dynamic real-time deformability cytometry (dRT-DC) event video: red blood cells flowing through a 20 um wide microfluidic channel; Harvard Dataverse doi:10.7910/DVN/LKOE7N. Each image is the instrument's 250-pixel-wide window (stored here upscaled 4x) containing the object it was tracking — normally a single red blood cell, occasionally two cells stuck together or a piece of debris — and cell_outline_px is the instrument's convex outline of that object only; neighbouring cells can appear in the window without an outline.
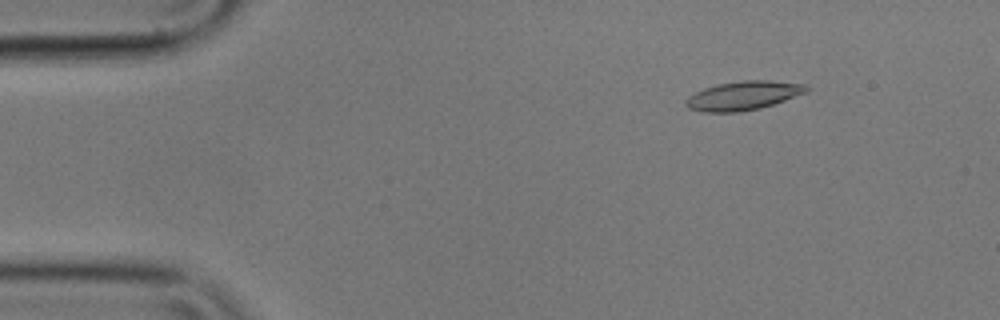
{"species": "common noctule bat (a hibernating species)", "species_latin": "Nyctalus noctula", "temperature_condition": "cold", "stored_images_in_passage": 56, "camera_frame_rate_fps": 3000, "um_per_image_px": 0.085, "animal": {"sex": "male", "body_mass_g": 17.9}, "frame": {"image": 1, "passage_image": 7, "time_ms": 2.0, "image_size_px": [1000, 320], "cell_outline_px": [[808, 88], [804, 92], [784, 100], [760, 108], [740, 112], [704, 112], [688, 108], [684, 104], [684, 100], [688, 96], [704, 88], [720, 84], [744, 80], [772, 80], [808, 84]], "centroid_in_image_um": [63.14, 8.12], "position_along_channel_um": 21.9, "area_um2": 20.17}}
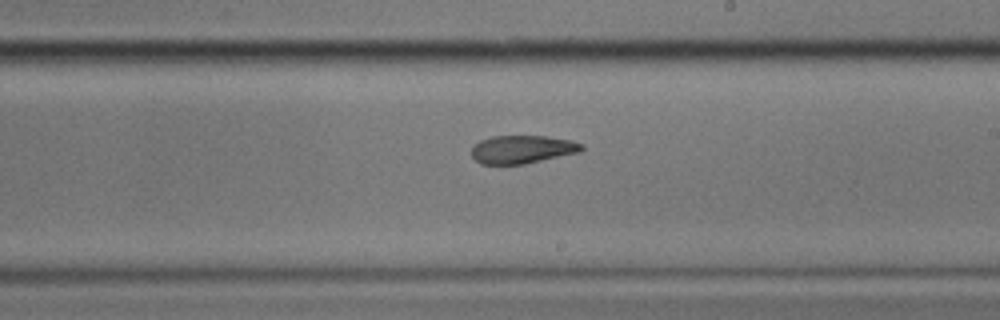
{"frame": {"image": 2, "passage_image": 32, "time_ms": 10.333, "image_size_px": [1000, 320], "cell_outline_px": [[584, 148], [580, 152], [524, 164], [480, 164], [472, 156], [472, 144], [480, 140], [492, 136], [544, 136], [572, 140], [584, 144]], "centroid_in_image_um": [44.39, 12.69], "position_along_channel_um": 244.6, "area_um2": 18.15}}
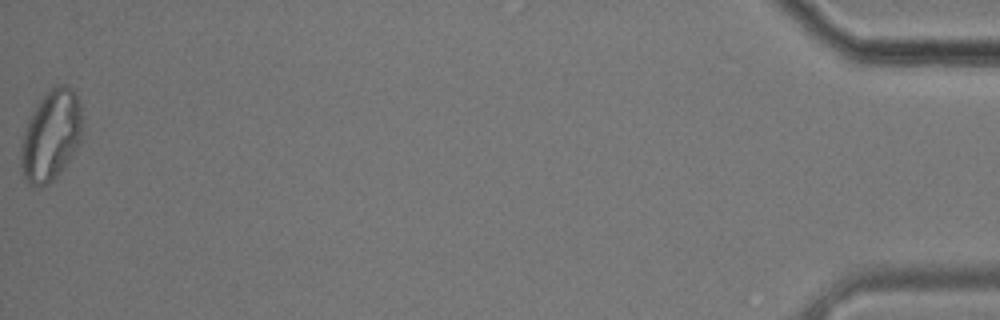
{"frame": {"image": 3, "passage_image": 56, "time_ms": 18.333, "image_size_px": [1000, 320], "cell_outline_px": [[80, 144], [56, 176], [48, 184], [40, 188], [36, 188], [28, 184], [24, 180], [20, 164], [20, 144], [28, 120], [32, 112], [40, 100], [56, 84], [68, 84], [72, 88], [76, 96], [80, 108]], "centroid_in_image_um": [4.28, 11.56], "position_along_channel_um": 430.9, "area_um2": 32.19}, "authors_computed_cell_mechanics": {"area_um2": 19.7676, "velocity_mm_per_s": 3.5462, "shape_relaxation_time_tau1_ms": null, "shape_relaxation_time_tau2_ms": 3.8808, "deformation_change_tau1": null, "deformation_change_tau2": 0.1035}}